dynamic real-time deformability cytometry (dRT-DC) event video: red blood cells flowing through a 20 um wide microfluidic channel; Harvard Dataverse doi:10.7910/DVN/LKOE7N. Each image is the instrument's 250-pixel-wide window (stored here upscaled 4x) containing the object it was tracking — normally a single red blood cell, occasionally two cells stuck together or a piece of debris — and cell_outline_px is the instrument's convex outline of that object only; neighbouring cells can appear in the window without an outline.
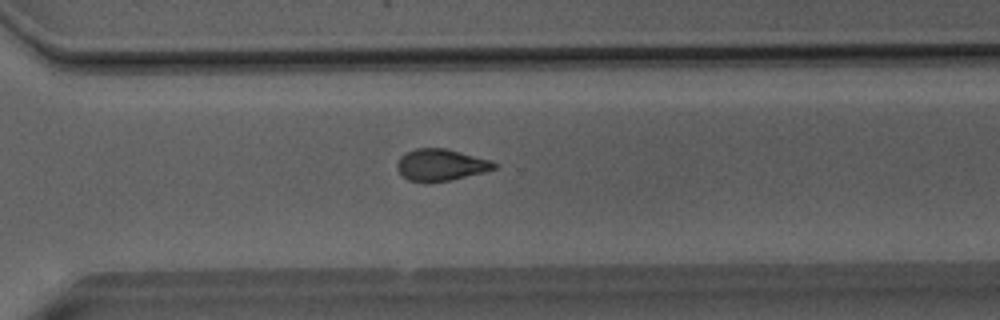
{"species": "Egyptian fruit bat (a non-hibernating species)", "species_latin": "Rousettus aegyptiacus", "temperature_condition": "room temperature", "stored_images_in_passage": 38, "camera_frame_rate_fps": 3000, "um_per_image_px": 0.085, "animal": {"sex": "male"}, "frame": {"image": 1, "passage_image": 24, "time_ms": 7.667, "image_size_px": [1000, 320], "cell_outline_px": [[500, 164], [496, 168], [484, 172], [452, 180], [408, 180], [396, 168], [396, 164], [400, 156], [416, 148], [448, 148], [492, 160]], "centroid_in_image_um": [37.54, 13.98], "position_along_channel_um": 333.1, "area_um2": 17.8}}
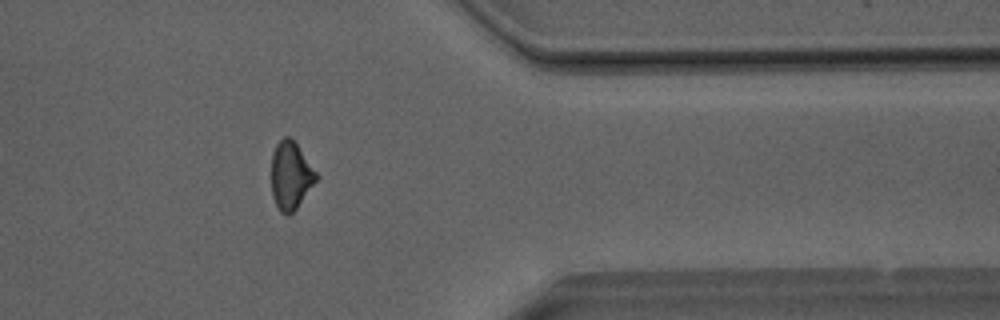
{"frame": {"image": 2, "passage_image": 29, "time_ms": 9.333, "image_size_px": [1000, 320], "cell_outline_px": [[320, 176], [296, 208], [288, 216], [280, 212], [272, 196], [272, 152], [276, 144], [284, 136], [292, 136]], "centroid_in_image_um": [24.72, 14.88], "position_along_channel_um": 386.7, "area_um2": 17.92}}
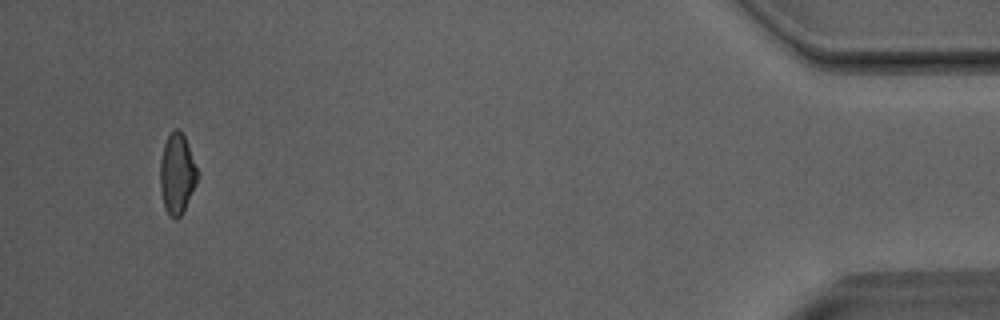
{"frame": {"image": 3, "passage_image": 36, "time_ms": 11.667, "image_size_px": [1000, 320], "cell_outline_px": [[200, 176], [184, 212], [176, 220], [168, 216], [164, 208], [160, 192], [160, 160], [164, 144], [168, 136], [176, 128], [180, 128], [184, 136], [200, 172]], "centroid_in_image_um": [15.07, 14.82], "position_along_channel_um": 420.1, "area_um2": 18.03}, "authors_computed_cell_mechanics": {"area_um2": 18.0336, "velocity_mm_per_s": 4.075, "shape_relaxation_time_tau1_ms": null, "shape_relaxation_time_tau2_ms": 3.8661, "deformation_change_tau1": null, "deformation_change_tau2": 0.1175}}